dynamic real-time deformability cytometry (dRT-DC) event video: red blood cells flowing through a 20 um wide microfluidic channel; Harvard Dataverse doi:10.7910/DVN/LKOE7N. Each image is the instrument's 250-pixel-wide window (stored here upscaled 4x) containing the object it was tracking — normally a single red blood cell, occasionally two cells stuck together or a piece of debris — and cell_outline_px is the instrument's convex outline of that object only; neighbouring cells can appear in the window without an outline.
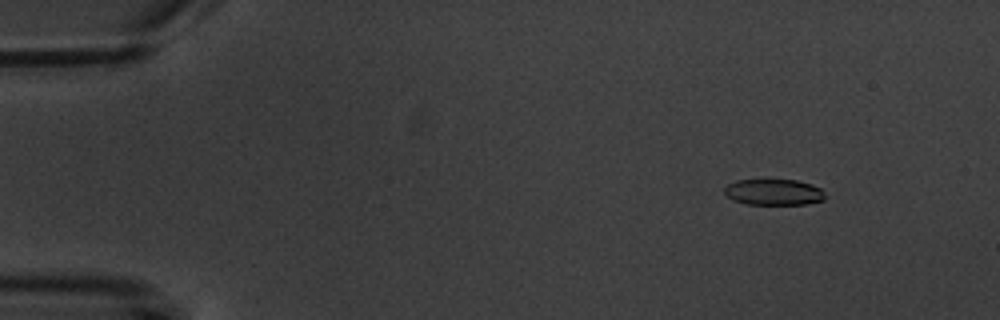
{"species": "common noctule bat (a hibernating species)", "species_latin": "Nyctalus noctula", "temperature_condition": "warm", "stored_images_in_passage": 4, "camera_frame_rate_fps": 3000, "um_per_image_px": 0.085, "animal": {"sex": "male", "body_mass_g": 20.1, "forearm_length_mm": 53.5}, "frame": {"image": 1, "passage_image": 1, "time_ms": 0.0, "image_size_px": [1000, 320], "cell_outline_px": [[824, 200], [808, 204], [748, 204], [732, 200], [724, 192], [724, 188], [728, 184], [736, 180], [796, 180], [812, 184], [820, 188], [824, 192]], "centroid_in_image_um": [65.77, 16.33], "position_along_channel_um": 19.2, "area_um2": 15.26}}
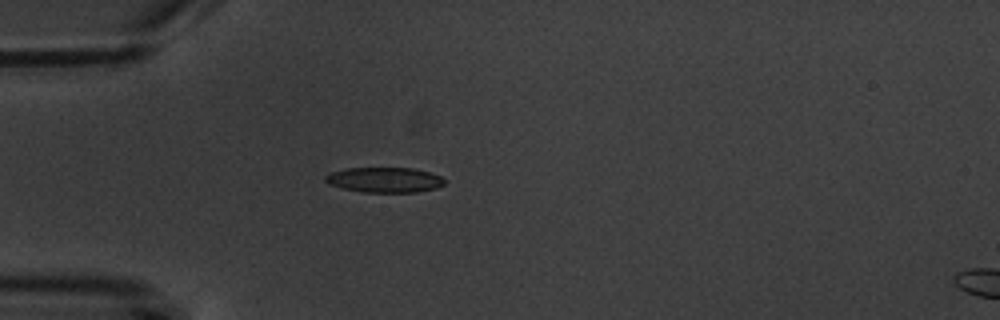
{"frame": {"image": 2, "passage_image": 3, "time_ms": 3.333, "image_size_px": [1000, 320], "cell_outline_px": [[444, 184], [436, 188], [416, 192], [364, 192], [344, 188], [328, 184], [324, 180], [324, 176], [332, 172], [348, 168], [412, 168], [428, 172], [440, 176], [444, 180]], "centroid_in_image_um": [32.67, 15.29], "position_along_channel_um": 52.3, "area_um2": 17.28}}